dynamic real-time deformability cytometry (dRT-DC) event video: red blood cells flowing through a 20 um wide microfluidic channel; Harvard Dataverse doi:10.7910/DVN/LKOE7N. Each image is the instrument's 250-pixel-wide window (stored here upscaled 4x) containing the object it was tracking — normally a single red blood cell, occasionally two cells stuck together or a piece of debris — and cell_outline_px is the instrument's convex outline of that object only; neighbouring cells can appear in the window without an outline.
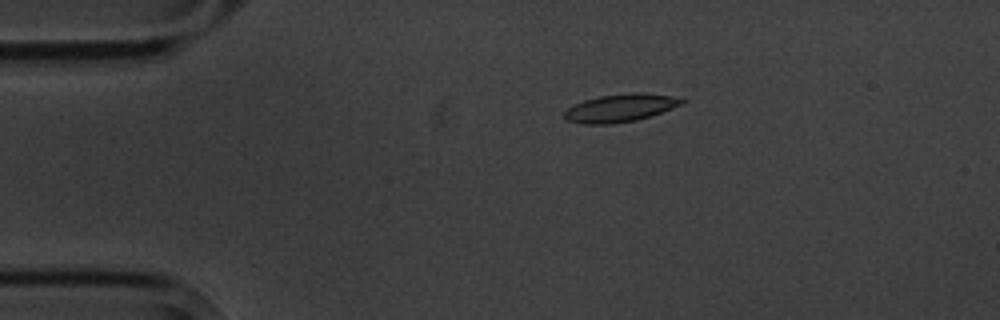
{"species": "common noctule bat (a hibernating species)", "species_latin": "Nyctalus noctula", "temperature_condition": "cold", "stored_images_in_passage": 4, "camera_frame_rate_fps": 3000, "um_per_image_px": 0.085, "animal": {"sex": "male", "body_mass_g": 20.1, "forearm_length_mm": 53.5}, "frame": {"image": 1, "passage_image": 2, "time_ms": 1.333, "image_size_px": [1000, 320], "cell_outline_px": [[688, 100], [684, 104], [652, 116], [636, 120], [612, 124], [580, 124], [564, 120], [564, 112], [568, 108], [584, 100], [600, 96], [632, 92], [636, 92], [672, 96]], "centroid_in_image_um": [52.75, 9.19], "position_along_channel_um": 32.3, "area_um2": 19.25}}
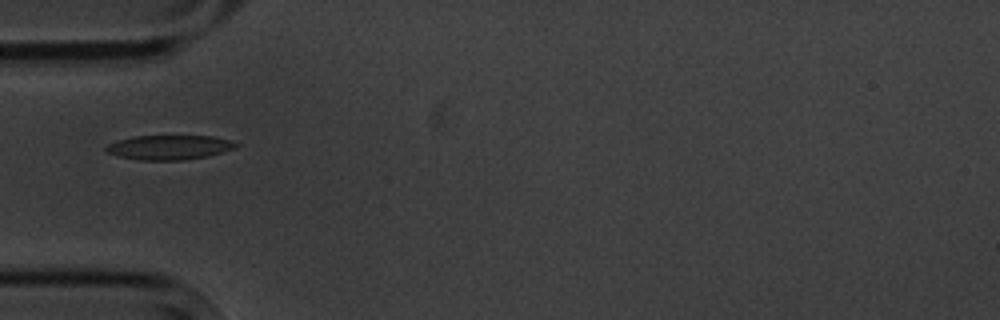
{"frame": {"image": 2, "passage_image": 4, "time_ms": 3.667, "image_size_px": [1000, 320], "cell_outline_px": [[240, 144], [236, 148], [224, 152], [208, 156], [180, 160], [140, 160], [116, 156], [108, 152], [104, 148], [108, 144], [116, 140], [132, 136], [212, 136], [228, 140]], "centroid_in_image_um": [14.37, 12.52], "position_along_channel_um": 70.6, "area_um2": 18.61}}